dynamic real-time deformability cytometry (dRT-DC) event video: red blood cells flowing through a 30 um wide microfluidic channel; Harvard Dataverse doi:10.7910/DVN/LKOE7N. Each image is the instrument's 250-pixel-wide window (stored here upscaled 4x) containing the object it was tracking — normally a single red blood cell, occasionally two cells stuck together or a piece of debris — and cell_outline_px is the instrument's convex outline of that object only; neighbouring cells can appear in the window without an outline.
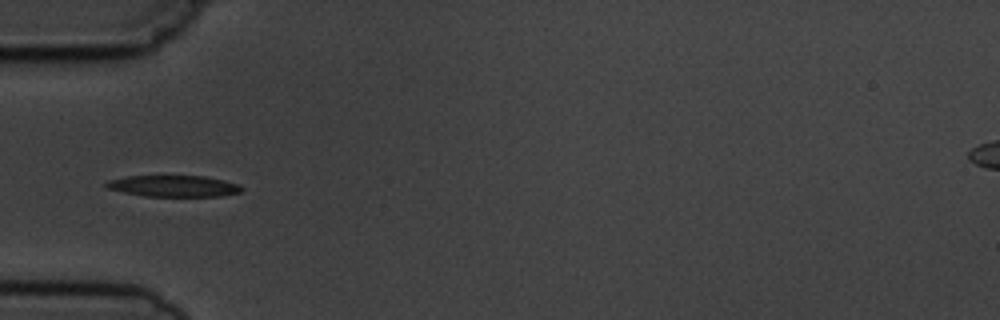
{"species": "common noctule bat (a hibernating species)", "species_latin": "Nyctalus noctula", "temperature_condition": "cold", "stored_images_in_passage": 7, "camera_frame_rate_fps": 3000, "um_per_image_px": 0.085, "animal": {"sex": "male", "body_mass_g": 19.5, "forearm_length_mm": 54.6}, "frame": {"image": 1, "passage_image": 4, "time_ms": 4.333, "image_size_px": [1000, 320], "cell_outline_px": [[244, 188], [240, 192], [220, 196], [144, 196], [124, 192], [108, 188], [104, 184], [108, 180], [128, 176], [204, 176], [224, 180], [240, 184]], "centroid_in_image_um": [14.79, 15.81], "position_along_channel_um": 70.2, "area_um2": 16.76}}
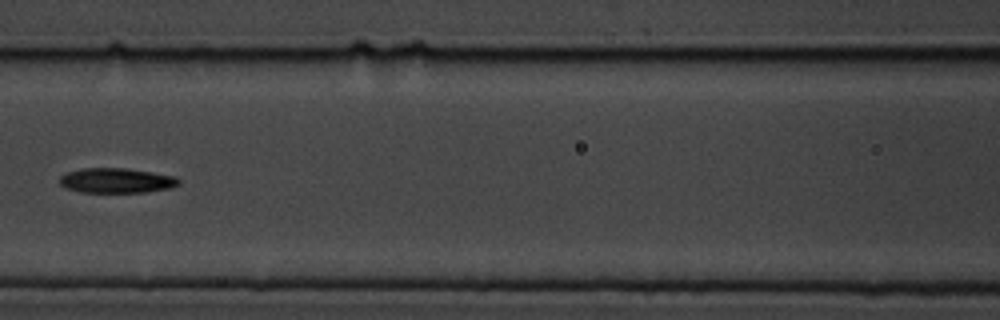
{"frame": {"image": 2, "passage_image": 6, "time_ms": 6.667, "image_size_px": [1000, 320], "cell_outline_px": [[180, 184], [172, 188], [148, 192], [80, 192], [68, 188], [60, 184], [60, 176], [68, 172], [84, 168], [124, 168], [152, 172], [176, 176], [180, 180]], "centroid_in_image_um": [9.96, 15.35], "position_along_channel_um": 156.6, "area_um2": 17.28}}
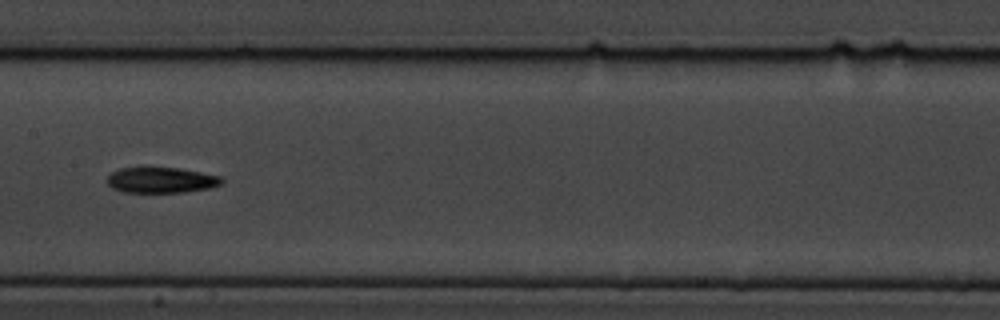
{"frame": {"image": 3, "passage_image": 7, "time_ms": 7.667, "image_size_px": [1000, 320], "cell_outline_px": [[224, 180], [220, 184], [208, 188], [184, 192], [124, 192], [112, 188], [108, 184], [108, 176], [112, 172], [120, 168], [180, 168], [220, 176]], "centroid_in_image_um": [13.69, 15.31], "position_along_channel_um": 193.7, "area_um2": 16.88}}